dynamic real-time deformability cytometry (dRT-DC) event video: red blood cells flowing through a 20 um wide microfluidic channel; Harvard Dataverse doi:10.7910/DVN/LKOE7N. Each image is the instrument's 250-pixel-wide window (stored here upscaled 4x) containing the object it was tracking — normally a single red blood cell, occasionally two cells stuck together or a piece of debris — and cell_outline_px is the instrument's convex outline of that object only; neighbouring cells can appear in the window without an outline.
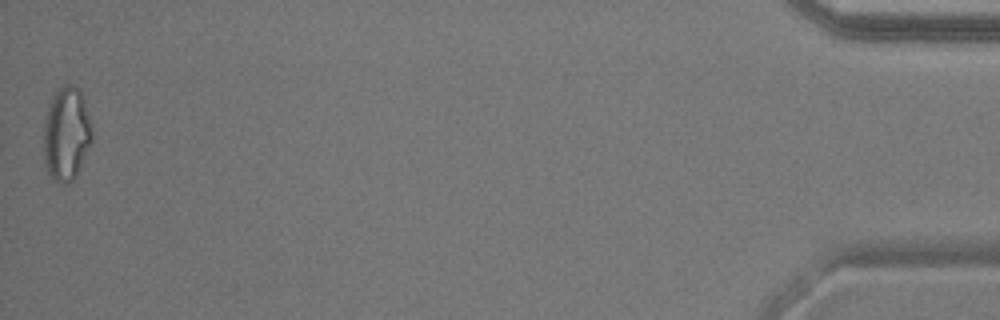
{"species": "common noctule bat (a hibernating species)", "species_latin": "Nyctalus noctula", "temperature_condition": "warm", "stored_images_in_passage": 36, "camera_frame_rate_fps": 3000, "um_per_image_px": 0.085, "animal": {"sex": "male", "body_mass_g": 17.9}, "frame": {"image": 1, "passage_image": 36, "time_ms": 11.667, "image_size_px": [1000, 320], "cell_outline_px": [[92, 140], [76, 176], [68, 184], [64, 184], [56, 180], [48, 172], [44, 164], [44, 124], [48, 108], [52, 96], [64, 84], [72, 84], [80, 92], [84, 100], [92, 128]], "centroid_in_image_um": [5.64, 11.39], "position_along_channel_um": 429.6, "area_um2": 26.13}}